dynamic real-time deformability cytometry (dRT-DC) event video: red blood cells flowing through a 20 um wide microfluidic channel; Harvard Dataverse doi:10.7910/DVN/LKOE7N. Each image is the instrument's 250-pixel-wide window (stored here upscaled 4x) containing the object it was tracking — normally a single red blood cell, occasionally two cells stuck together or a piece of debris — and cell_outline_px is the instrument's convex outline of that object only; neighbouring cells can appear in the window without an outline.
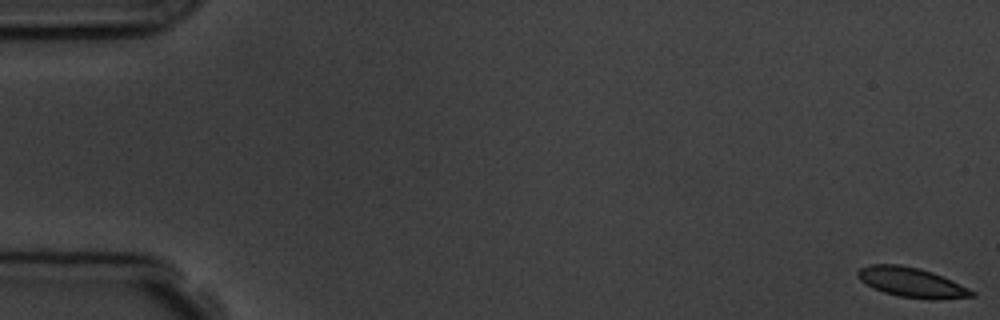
{"species": "common noctule bat (a hibernating species)", "species_latin": "Nyctalus noctula", "temperature_condition": "room temperature", "stored_images_in_passage": 10, "camera_frame_rate_fps": 3000, "um_per_image_px": 0.085, "animal": {"sex": "male", "body_mass_g": 19.5, "forearm_length_mm": 54.6}, "frame": {"image": 1, "passage_image": 1, "time_ms": 0.0, "image_size_px": [1000, 320], "cell_outline_px": [[976, 296], [936, 300], [932, 300], [900, 296], [884, 292], [872, 288], [860, 280], [856, 276], [856, 272], [860, 268], [868, 264], [900, 264], [920, 268], [932, 272], [952, 280], [976, 292]], "centroid_in_image_um": [77.48, 24.0], "position_along_channel_um": 7.5, "area_um2": 19.94}}
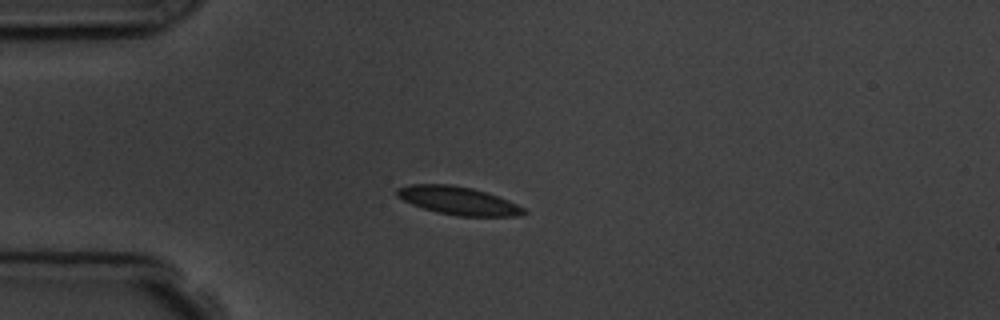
{"frame": {"image": 2, "passage_image": 5, "time_ms": 4.667, "image_size_px": [1000, 320], "cell_outline_px": [[528, 212], [520, 216], [456, 216], [436, 212], [412, 204], [396, 196], [396, 188], [408, 184], [448, 184], [472, 188], [508, 200], [524, 208]], "centroid_in_image_um": [38.92, 17.06], "position_along_channel_um": 46.1, "area_um2": 20.69}}